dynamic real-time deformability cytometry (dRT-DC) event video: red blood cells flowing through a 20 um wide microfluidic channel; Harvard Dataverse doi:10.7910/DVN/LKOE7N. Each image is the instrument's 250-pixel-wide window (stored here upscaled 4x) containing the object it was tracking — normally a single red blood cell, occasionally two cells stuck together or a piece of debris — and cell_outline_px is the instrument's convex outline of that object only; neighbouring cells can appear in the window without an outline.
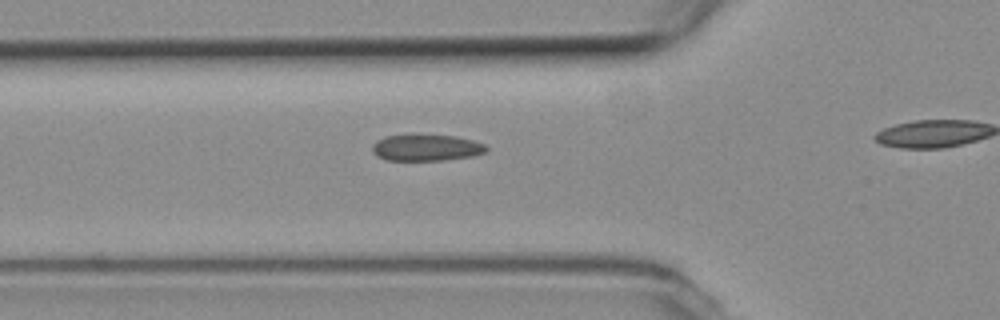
{"species": "common noctule bat (a hibernating species)", "species_latin": "Nyctalus noctula", "temperature_condition": "room temperature", "stored_images_in_passage": 17, "camera_frame_rate_fps": 3000, "um_per_image_px": 0.085, "animal": {"sex": "female", "body_mass_g": 19.3, "forearm_length_mm": 54.1}, "frame": {"image": 1, "passage_image": 12, "time_ms": 3.667, "image_size_px": [1000, 320], "cell_outline_px": [[488, 152], [472, 156], [444, 160], [388, 160], [376, 156], [372, 152], [372, 144], [376, 140], [384, 136], [456, 136], [472, 140], [484, 144], [488, 148]], "centroid_in_image_um": [36.23, 12.57], "position_along_channel_um": 89.6, "area_um2": 17.34}}
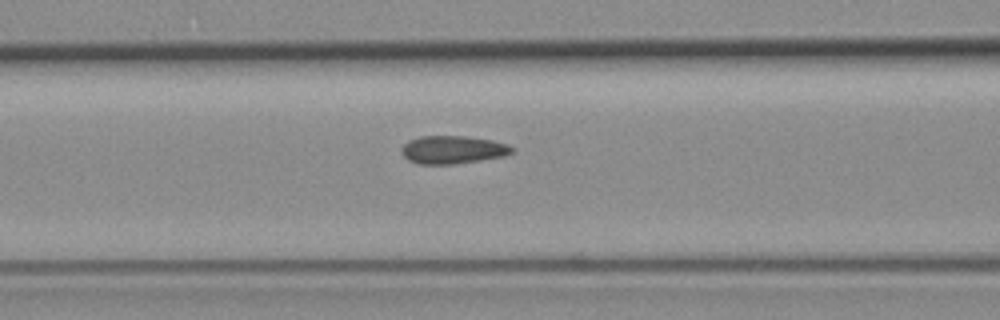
{"frame": {"image": 2, "passage_image": 15, "time_ms": 4.667, "image_size_px": [1000, 320], "cell_outline_px": [[516, 148], [512, 152], [504, 156], [456, 164], [420, 164], [408, 160], [400, 152], [400, 148], [408, 140], [420, 136], [464, 136], [492, 140], [508, 144]], "centroid_in_image_um": [38.47, 12.72], "position_along_channel_um": 128.1, "area_um2": 18.15}}